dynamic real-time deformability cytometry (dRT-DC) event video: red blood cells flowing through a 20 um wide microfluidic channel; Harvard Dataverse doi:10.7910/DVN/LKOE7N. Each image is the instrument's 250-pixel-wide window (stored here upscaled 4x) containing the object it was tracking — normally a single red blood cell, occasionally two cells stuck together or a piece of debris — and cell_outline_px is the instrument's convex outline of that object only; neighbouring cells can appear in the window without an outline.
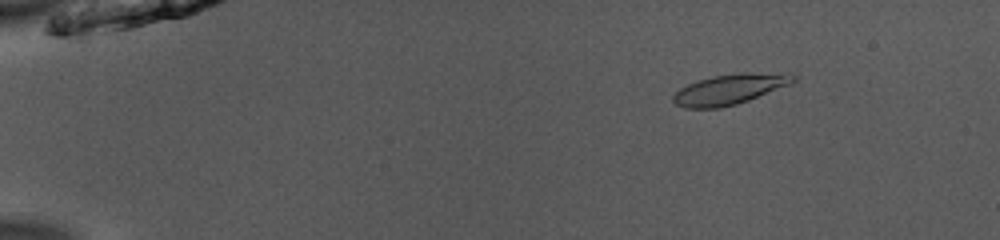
{"species": "common noctule bat (a hibernating species)", "species_latin": "Nyctalus noctula", "temperature_condition": "room temperature", "stored_images_in_passage": 52, "camera_frame_rate_fps": 3000, "um_per_image_px": 0.085, "animal": {"sex": "male", "body_mass_g": 13.0, "forearm_length_mm": 53.1}, "frame": {"image": 1, "passage_image": 8, "time_ms": 2.333, "image_size_px": [1000, 240], "cell_outline_px": [[796, 80], [788, 84], [748, 100], [736, 104], [720, 108], [684, 108], [676, 104], [672, 100], [672, 96], [680, 88], [688, 84], [712, 76], [740, 72], [788, 72], [796, 76]], "centroid_in_image_um": [62.03, 7.57], "position_along_channel_um": 23.0, "area_um2": 21.21}}
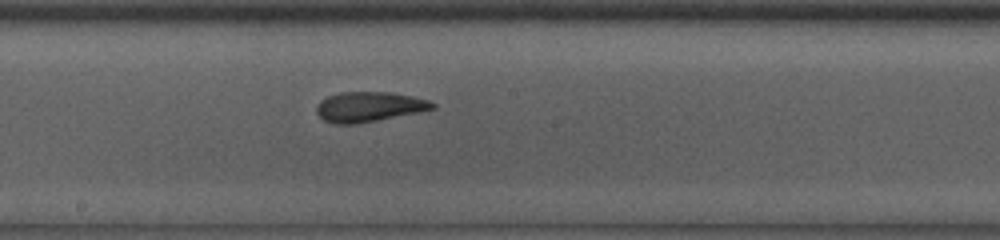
{"frame": {"image": 2, "passage_image": 30, "time_ms": 9.667, "image_size_px": [1000, 240], "cell_outline_px": [[436, 108], [356, 124], [336, 124], [324, 120], [316, 112], [316, 104], [320, 100], [328, 96], [344, 92], [392, 92], [412, 96], [428, 100], [436, 104]], "centroid_in_image_um": [31.34, 9.07], "position_along_channel_um": 216.9, "area_um2": 20.06}}
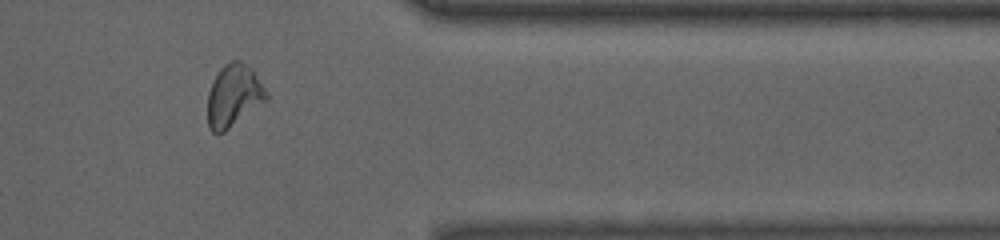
{"frame": {"image": 3, "passage_image": 44, "time_ms": 14.333, "image_size_px": [1000, 240], "cell_outline_px": [[268, 100], [224, 132], [216, 136], [208, 128], [208, 92], [220, 68], [224, 64], [232, 60], [240, 60], [252, 68], [268, 92]], "centroid_in_image_um": [19.87, 8.15], "position_along_channel_um": 391.5, "area_um2": 21.56}, "authors_computed_cell_mechanics": {"area_um2": 20.4323, "velocity_mm_per_s": 3.9501, "shape_relaxation_time_tau1_ms": 4.8432, "shape_relaxation_time_tau2_ms": 2.3276, "deformation_change_tau1": 0.1737, "deformation_change_tau2": 0.061}}